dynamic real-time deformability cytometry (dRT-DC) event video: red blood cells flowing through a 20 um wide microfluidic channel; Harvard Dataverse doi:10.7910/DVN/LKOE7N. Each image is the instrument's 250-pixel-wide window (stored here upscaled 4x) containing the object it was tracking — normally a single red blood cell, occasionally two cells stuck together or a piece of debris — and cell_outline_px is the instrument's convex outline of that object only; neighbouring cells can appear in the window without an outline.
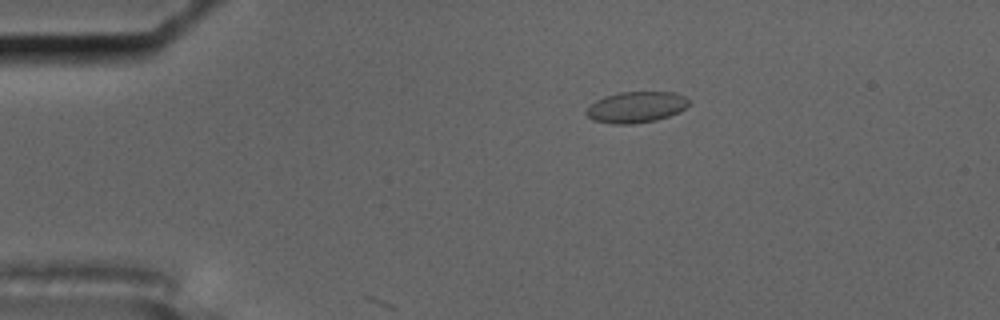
{"species": "common noctule bat (a hibernating species)", "species_latin": "Nyctalus noctula", "temperature_condition": "cold", "stored_images_in_passage": 5, "camera_frame_rate_fps": 3000, "um_per_image_px": 0.085, "animal": {"sex": "male", "body_mass_g": 17.5, "forearm_length_mm": 52.3}, "frame": {"image": 1, "passage_image": 5, "time_ms": 4.667, "image_size_px": [1000, 320], "cell_outline_px": [[688, 104], [680, 112], [656, 120], [632, 124], [612, 124], [592, 120], [584, 112], [588, 104], [604, 96], [620, 92], [676, 92], [684, 96], [688, 100]], "centroid_in_image_um": [54.02, 9.11], "position_along_channel_um": 31.0, "area_um2": 18.73}}